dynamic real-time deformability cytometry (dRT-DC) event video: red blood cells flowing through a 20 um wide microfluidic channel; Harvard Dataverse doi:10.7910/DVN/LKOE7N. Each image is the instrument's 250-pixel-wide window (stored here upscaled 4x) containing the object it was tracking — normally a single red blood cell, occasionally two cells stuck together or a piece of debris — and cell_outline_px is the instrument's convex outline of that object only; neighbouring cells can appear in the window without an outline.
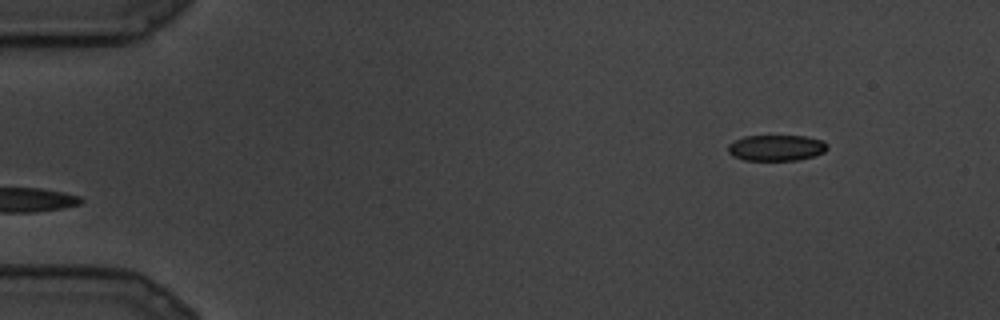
{"species": "common noctule bat (a hibernating species)", "species_latin": "Nyctalus noctula", "temperature_condition": "cold", "stored_images_in_passage": 3, "camera_frame_rate_fps": 3000, "um_per_image_px": 0.085, "animal": {"sex": "male", "body_mass_g": 19.5, "forearm_length_mm": 54.6}, "frame": {"image": 1, "passage_image": 3, "time_ms": 0.667, "image_size_px": [1000, 320], "cell_outline_px": [[828, 148], [824, 152], [816, 156], [796, 160], [744, 160], [732, 156], [728, 152], [728, 144], [744, 136], [804, 136], [824, 140], [828, 144]], "centroid_in_image_um": [66.01, 12.57], "position_along_channel_um": 19.0, "area_um2": 15.14}}